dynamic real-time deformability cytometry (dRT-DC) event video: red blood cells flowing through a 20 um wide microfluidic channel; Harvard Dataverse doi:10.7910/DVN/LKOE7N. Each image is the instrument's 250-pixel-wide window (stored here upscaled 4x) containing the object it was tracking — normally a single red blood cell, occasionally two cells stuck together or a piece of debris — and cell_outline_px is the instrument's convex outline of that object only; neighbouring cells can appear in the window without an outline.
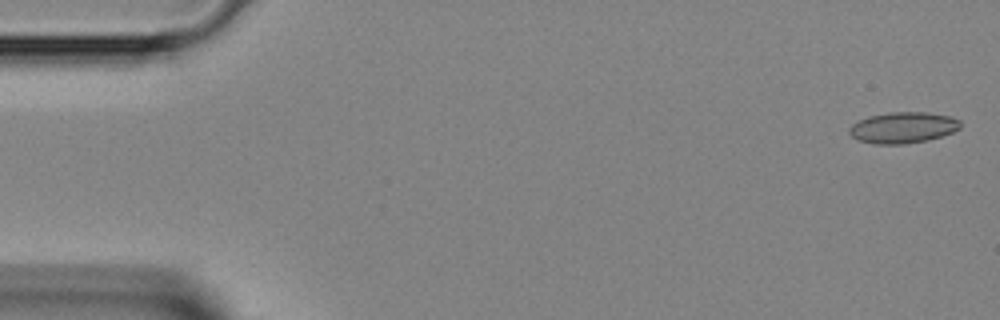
{"species": "Egyptian fruit bat (a non-hibernating species)", "species_latin": "Rousettus aegyptiacus", "temperature_condition": "room temperature", "stored_images_in_passage": 42, "camera_frame_rate_fps": 3000, "um_per_image_px": 0.085, "animal": {"sex": "female"}, "frame": {"image": 1, "passage_image": 1, "time_ms": 0.0, "image_size_px": [1000, 320], "cell_outline_px": [[960, 128], [952, 132], [928, 140], [904, 144], [872, 144], [856, 140], [848, 132], [848, 128], [852, 124], [868, 116], [888, 112], [928, 112], [948, 116], [960, 120]], "centroid_in_image_um": [76.71, 10.85], "position_along_channel_um": 8.3, "area_um2": 20.23}}
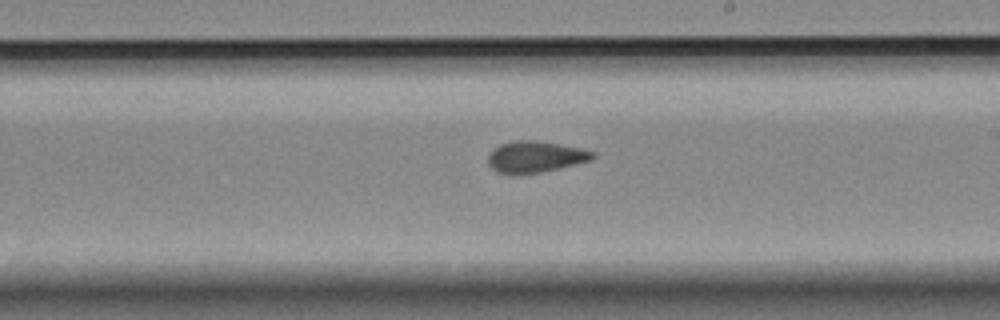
{"frame": {"image": 2, "passage_image": 24, "time_ms": 7.667, "image_size_px": [1000, 320], "cell_outline_px": [[596, 156], [592, 160], [540, 172], [516, 176], [496, 172], [488, 164], [488, 156], [492, 148], [500, 144], [516, 140], [536, 140], [560, 144], [580, 148], [596, 152]], "centroid_in_image_um": [45.46, 13.34], "position_along_channel_um": 243.5, "area_um2": 19.42}}
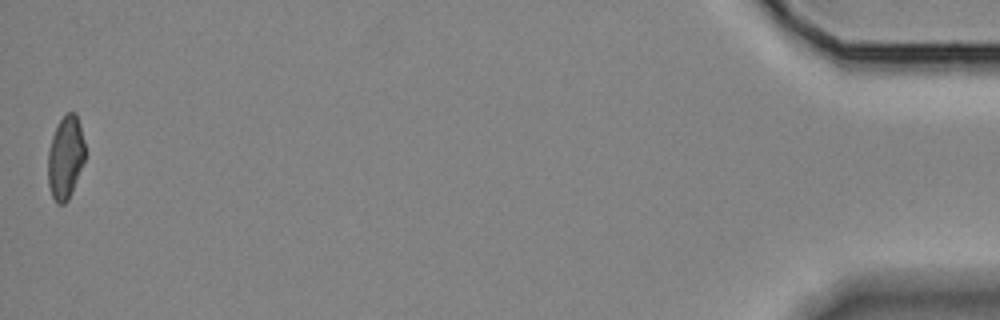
{"frame": {"image": 3, "passage_image": 42, "time_ms": 13.667, "image_size_px": [1000, 320], "cell_outline_px": [[84, 160], [72, 192], [68, 200], [64, 204], [56, 204], [52, 196], [48, 184], [48, 152], [52, 136], [60, 120], [68, 112], [76, 112], [80, 124], [84, 140]], "centroid_in_image_um": [5.56, 13.4], "position_along_channel_um": 429.6, "area_um2": 17.86}}